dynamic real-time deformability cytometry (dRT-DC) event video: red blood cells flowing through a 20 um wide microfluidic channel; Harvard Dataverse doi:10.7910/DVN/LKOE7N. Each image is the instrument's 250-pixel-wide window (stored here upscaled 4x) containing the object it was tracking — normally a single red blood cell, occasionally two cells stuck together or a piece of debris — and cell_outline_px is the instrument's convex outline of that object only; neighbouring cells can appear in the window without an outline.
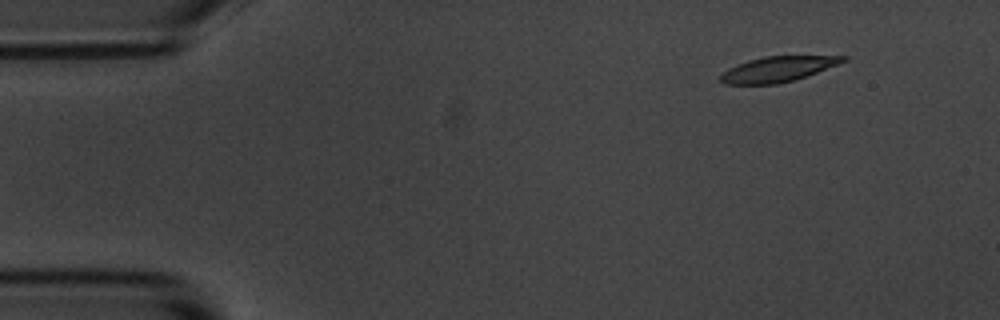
{"species": "common noctule bat (a hibernating species)", "species_latin": "Nyctalus noctula", "temperature_condition": "room temperature", "stored_images_in_passage": 7, "camera_frame_rate_fps": 3000, "um_per_image_px": 0.085, "animal": {"sex": "male", "body_mass_g": 20.1, "forearm_length_mm": 53.5}, "frame": {"image": 1, "passage_image": 1, "time_ms": 0.0, "image_size_px": [1000, 320], "cell_outline_px": [[848, 60], [796, 80], [776, 84], [724, 84], [720, 80], [720, 76], [728, 68], [736, 64], [748, 60], [764, 56], [848, 56]], "centroid_in_image_um": [66.1, 5.88], "position_along_channel_um": 18.9, "area_um2": 18.03}}
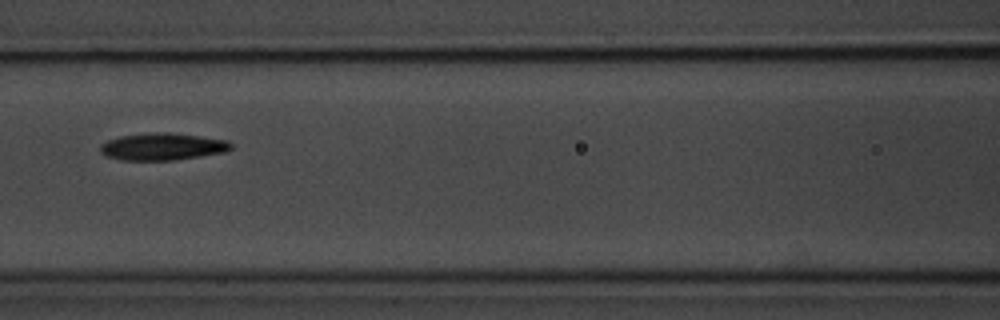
{"frame": {"image": 2, "passage_image": 6, "time_ms": 6.0, "image_size_px": [1000, 320], "cell_outline_px": [[232, 148], [228, 152], [172, 160], [120, 160], [104, 156], [100, 152], [100, 144], [108, 140], [120, 136], [152, 132], [168, 132], [200, 136], [228, 140], [232, 144]], "centroid_in_image_um": [13.81, 12.46], "position_along_channel_um": 152.8, "area_um2": 20.87}}
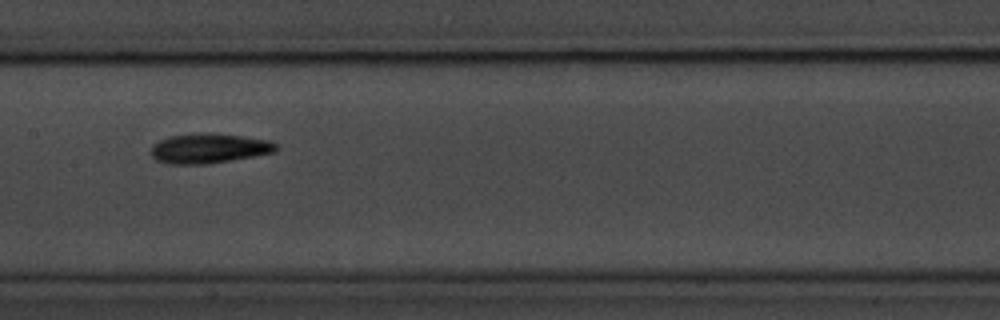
{"frame": {"image": 3, "passage_image": 7, "time_ms": 7.0, "image_size_px": [1000, 320], "cell_outline_px": [[276, 152], [232, 160], [208, 164], [168, 164], [156, 160], [152, 156], [152, 144], [168, 136], [200, 132], [204, 132], [244, 136], [272, 140], [276, 144]], "centroid_in_image_um": [17.77, 12.6], "position_along_channel_um": 189.6, "area_um2": 21.96}}